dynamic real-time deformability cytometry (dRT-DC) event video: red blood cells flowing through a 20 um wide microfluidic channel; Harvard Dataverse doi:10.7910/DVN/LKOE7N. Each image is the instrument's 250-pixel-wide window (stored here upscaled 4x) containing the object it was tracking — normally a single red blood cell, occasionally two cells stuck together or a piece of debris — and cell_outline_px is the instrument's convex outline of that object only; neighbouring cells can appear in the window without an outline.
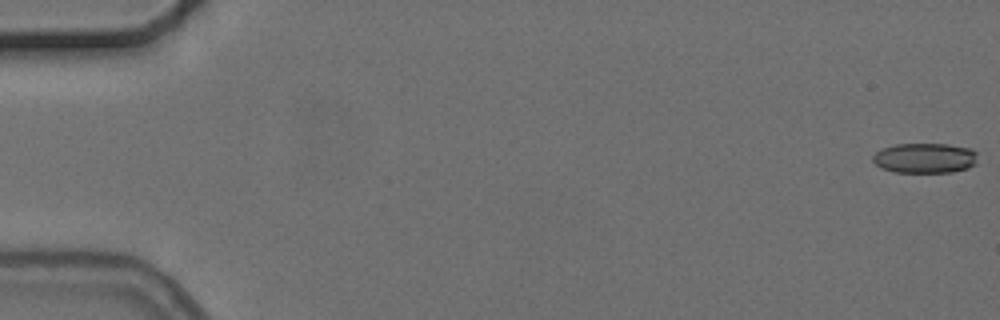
{"species": "common noctule bat (a hibernating species)", "species_latin": "Nyctalus noctula", "temperature_condition": "cold", "stored_images_in_passage": 6, "camera_frame_rate_fps": 3000, "um_per_image_px": 0.085, "animal": {"sex": "female", "body_mass_g": 24.6, "forearm_length_mm": 56.2}, "frame": {"image": 1, "passage_image": 1, "time_ms": 0.0, "image_size_px": [1000, 320], "cell_outline_px": [[976, 164], [968, 168], [952, 172], [896, 172], [880, 168], [872, 160], [872, 156], [876, 152], [884, 148], [896, 144], [948, 144], [972, 148], [976, 152]], "centroid_in_image_um": [78.63, 13.43], "position_along_channel_um": 6.4, "area_um2": 18.44}}
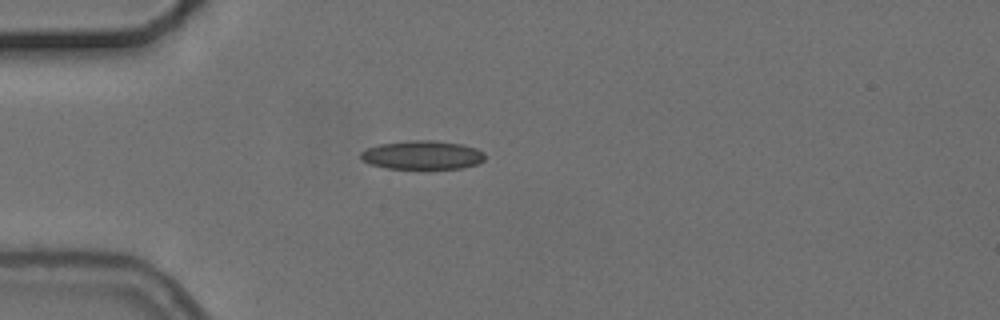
{"frame": {"image": 2, "passage_image": 5, "time_ms": 5.0, "image_size_px": [1000, 320], "cell_outline_px": [[484, 160], [476, 164], [460, 168], [388, 168], [368, 164], [360, 156], [360, 152], [368, 148], [380, 144], [412, 140], [436, 140], [460, 144], [476, 148], [484, 152]], "centroid_in_image_um": [35.9, 13.17], "position_along_channel_um": 49.1, "area_um2": 20.58}}